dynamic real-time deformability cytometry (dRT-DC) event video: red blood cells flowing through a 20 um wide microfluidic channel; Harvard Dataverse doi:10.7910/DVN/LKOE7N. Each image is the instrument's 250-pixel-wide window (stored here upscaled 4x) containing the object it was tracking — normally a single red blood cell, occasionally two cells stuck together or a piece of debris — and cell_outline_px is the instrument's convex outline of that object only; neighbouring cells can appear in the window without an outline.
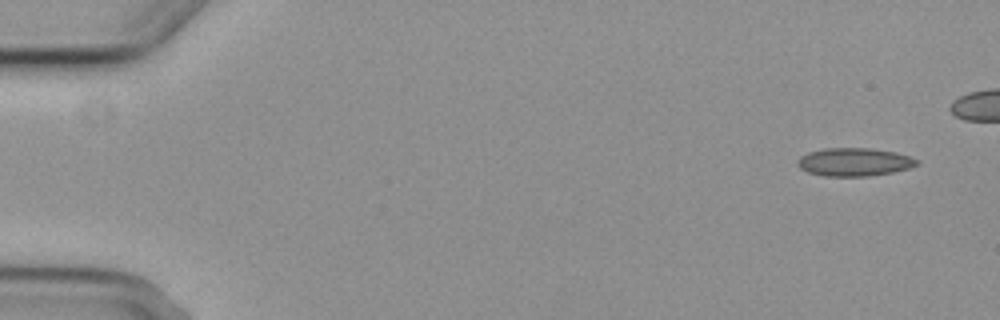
{"species": "common noctule bat (a hibernating species)", "species_latin": "Nyctalus noctula", "temperature_condition": "cold", "stored_images_in_passage": 4, "camera_frame_rate_fps": 3000, "um_per_image_px": 0.085, "animal": {"sex": "female", "body_mass_g": 29.2, "forearm_length_mm": 56.3}, "frame": {"image": 1, "passage_image": 1, "time_ms": 0.0, "image_size_px": [1000, 320], "cell_outline_px": [[920, 164], [908, 168], [892, 172], [868, 176], [824, 176], [808, 172], [800, 168], [796, 164], [796, 160], [800, 156], [808, 152], [824, 148], [872, 148], [896, 152], [920, 160]], "centroid_in_image_um": [72.6, 13.76], "position_along_channel_um": 12.4, "area_um2": 19.71}}